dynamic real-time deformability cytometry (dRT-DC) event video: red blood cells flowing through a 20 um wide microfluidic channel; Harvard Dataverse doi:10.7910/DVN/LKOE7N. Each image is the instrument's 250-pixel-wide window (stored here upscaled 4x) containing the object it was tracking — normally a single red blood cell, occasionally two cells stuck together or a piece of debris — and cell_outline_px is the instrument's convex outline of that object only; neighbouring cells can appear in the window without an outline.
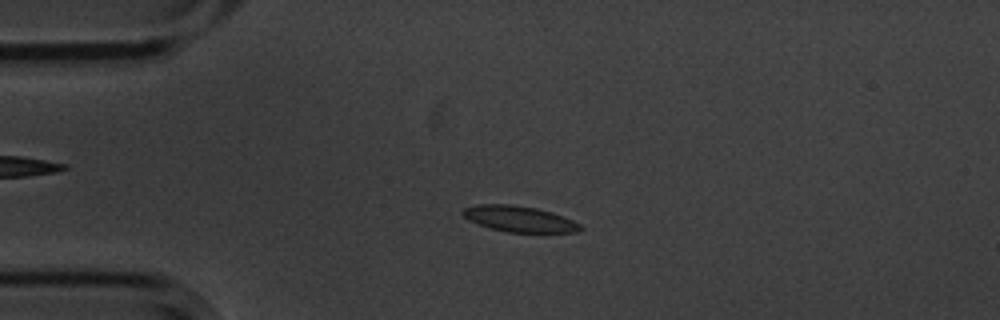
{"species": "common noctule bat (a hibernating species)", "species_latin": "Nyctalus noctula", "temperature_condition": "cold", "stored_images_in_passage": 43, "camera_frame_rate_fps": 3000, "um_per_image_px": 0.085, "animal": {"sex": "male", "body_mass_g": 20.1, "forearm_length_mm": 53.5}, "frame": {"image": 1, "passage_image": 2, "time_ms": 0.333, "image_size_px": [1000, 320], "cell_outline_px": [[584, 228], [576, 232], [508, 232], [488, 228], [468, 220], [460, 212], [464, 208], [476, 204], [512, 204], [536, 208], [552, 212], [572, 220], [580, 224]], "centroid_in_image_um": [44.1, 18.6], "position_along_channel_um": 40.9, "area_um2": 17.8}}
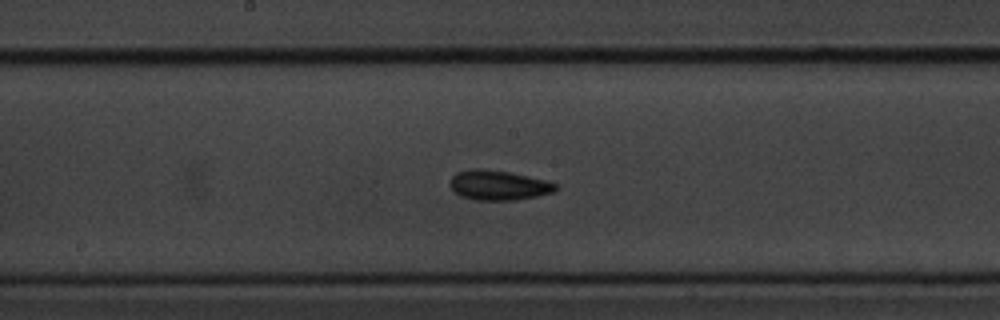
{"frame": {"image": 2, "passage_image": 18, "time_ms": 5.667, "image_size_px": [1000, 320], "cell_outline_px": [[556, 192], [536, 196], [512, 200], [476, 200], [460, 196], [448, 184], [452, 176], [456, 172], [468, 168], [480, 168], [508, 172], [528, 176], [544, 180], [556, 184]], "centroid_in_image_um": [42.32, 15.73], "position_along_channel_um": 205.9, "area_um2": 18.32}}
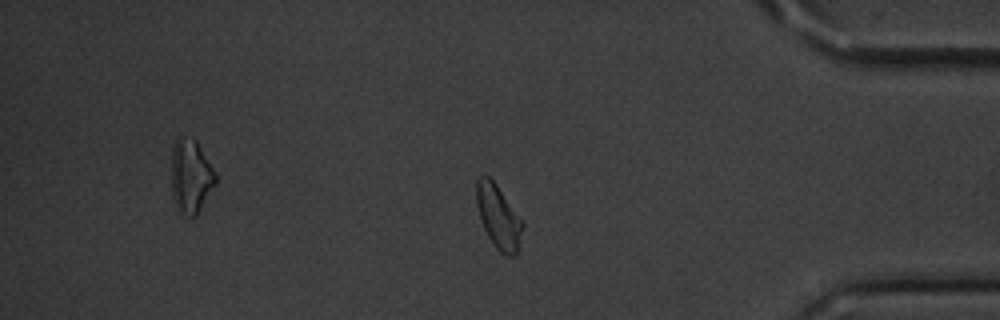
{"frame": {"image": 3, "passage_image": 36, "time_ms": 11.667, "image_size_px": [1000, 320], "cell_outline_px": [[524, 224], [516, 256], [508, 256], [500, 252], [496, 248], [488, 236], [480, 220], [476, 204], [476, 180], [484, 172], [496, 184]], "centroid_in_image_um": [42.34, 18.42], "position_along_channel_um": 392.9, "area_um2": 16.99}, "authors_computed_cell_mechanics": {"area_um2": 17.1666, "velocity_mm_per_s": 3.5499, "shape_relaxation_time_tau1_ms": 4.311, "shape_relaxation_time_tau2_ms": 4.631, "deformation_change_tau1": 0.0939, "deformation_change_tau2": 0.097}}